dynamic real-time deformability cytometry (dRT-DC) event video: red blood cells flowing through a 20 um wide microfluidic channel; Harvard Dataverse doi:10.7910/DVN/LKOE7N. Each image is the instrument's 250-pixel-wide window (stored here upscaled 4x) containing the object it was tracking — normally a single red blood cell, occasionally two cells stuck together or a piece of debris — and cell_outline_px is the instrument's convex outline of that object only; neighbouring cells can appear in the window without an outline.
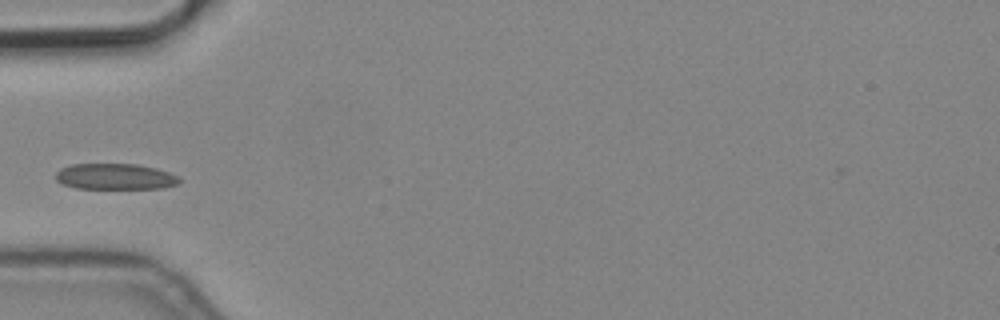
{"species": "common noctule bat (a hibernating species)", "species_latin": "Nyctalus noctula", "temperature_condition": "cold", "stored_images_in_passage": 3, "camera_frame_rate_fps": 3000, "um_per_image_px": 0.085, "animal": {"sex": "male", "body_mass_g": 19.2, "forearm_length_mm": 51.8}, "frame": {"image": 1, "passage_image": 3, "time_ms": 0.667, "image_size_px": [1000, 320], "cell_outline_px": [[180, 184], [160, 188], [76, 188], [64, 184], [56, 180], [56, 172], [60, 168], [72, 164], [136, 164], [156, 168], [168, 172], [176, 176], [180, 180]], "centroid_in_image_um": [9.78, 15.0], "position_along_channel_um": 75.2, "area_um2": 18.55}}